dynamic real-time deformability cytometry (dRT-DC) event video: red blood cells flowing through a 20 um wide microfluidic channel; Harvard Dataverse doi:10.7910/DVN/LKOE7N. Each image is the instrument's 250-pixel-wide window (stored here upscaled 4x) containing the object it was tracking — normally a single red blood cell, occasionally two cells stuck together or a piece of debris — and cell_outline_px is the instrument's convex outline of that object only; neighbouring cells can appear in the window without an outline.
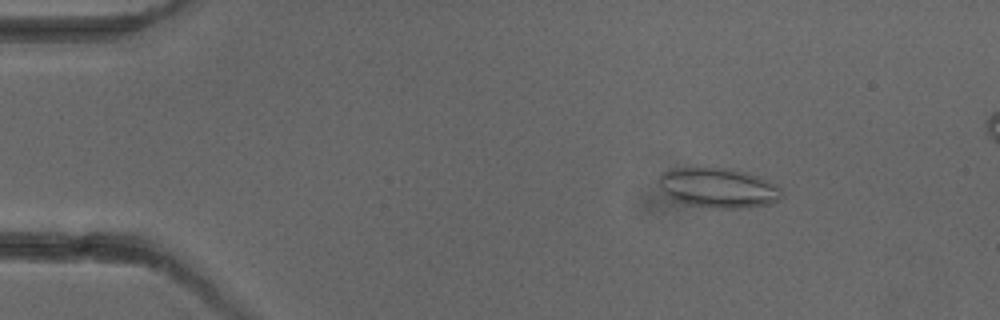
{"species": "common noctule bat (a hibernating species)", "species_latin": "Nyctalus noctula", "temperature_condition": "cold", "stored_images_in_passage": 4, "camera_frame_rate_fps": 3000, "um_per_image_px": 0.085, "animal": {"sex": "female"}, "frame": {"image": 1, "passage_image": 2, "time_ms": 1.0, "image_size_px": [1000, 320], "cell_outline_px": [[784, 196], [780, 200], [772, 204], [740, 208], [712, 208], [688, 204], [676, 200], [668, 196], [660, 188], [656, 180], [660, 172], [680, 168], [724, 168], [744, 172], [760, 176], [776, 184], [780, 188]], "centroid_in_image_um": [61.07, 15.97], "position_along_channel_um": 23.9, "area_um2": 28.73}}